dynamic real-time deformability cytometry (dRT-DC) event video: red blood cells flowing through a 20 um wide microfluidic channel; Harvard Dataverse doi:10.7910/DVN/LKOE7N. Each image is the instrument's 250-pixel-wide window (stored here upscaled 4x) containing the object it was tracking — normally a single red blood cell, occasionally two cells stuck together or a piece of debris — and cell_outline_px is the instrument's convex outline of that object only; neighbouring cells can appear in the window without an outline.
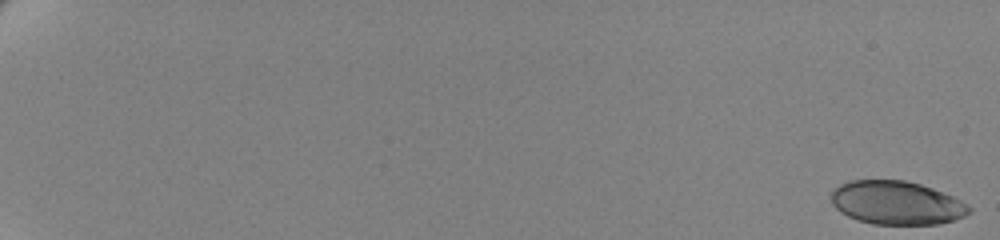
{"species": "human", "species_latin": "Homo sapiens", "temperature_condition": "cold", "stored_images_in_passage": 44, "camera_frame_rate_fps": 3000, "um_per_image_px": 0.085, "donor": {"sex": "female"}, "frame": {"image": 1, "passage_image": 1, "time_ms": 0.0, "image_size_px": [1000, 240], "cell_outline_px": [[972, 212], [964, 216], [940, 224], [872, 224], [856, 220], [840, 212], [832, 204], [832, 188], [848, 180], [904, 180], [920, 184], [932, 188], [952, 196], [968, 204], [972, 208]], "centroid_in_image_um": [76.19, 17.24], "position_along_channel_um": 8.8, "area_um2": 35.14}}
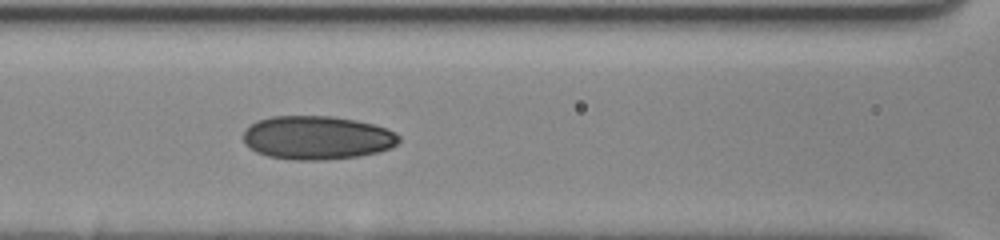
{"frame": {"image": 2, "passage_image": 32, "time_ms": 10.333, "image_size_px": [1000, 240], "cell_outline_px": [[400, 140], [392, 148], [380, 152], [360, 156], [324, 160], [292, 160], [268, 156], [256, 152], [244, 144], [244, 132], [256, 120], [272, 116], [332, 116], [356, 120], [388, 128], [396, 132], [400, 136]], "centroid_in_image_um": [26.98, 11.71], "position_along_channel_um": 139.6, "area_um2": 39.88}}
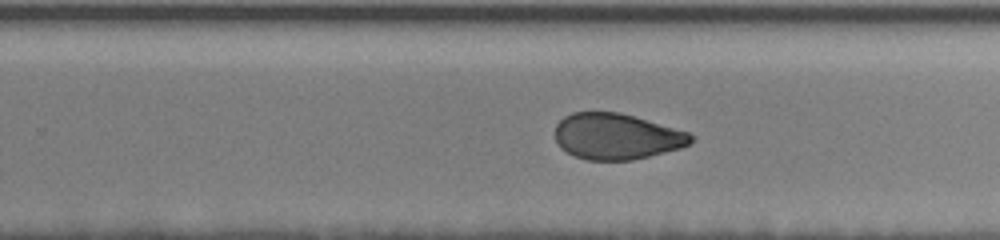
{"frame": {"image": 3, "passage_image": 44, "time_ms": 14.333, "image_size_px": [1000, 240], "cell_outline_px": [[692, 140], [688, 144], [680, 148], [632, 160], [588, 160], [576, 156], [560, 148], [556, 140], [556, 124], [564, 116], [572, 112], [620, 112], [688, 132], [692, 136]], "centroid_in_image_um": [52.37, 11.59], "position_along_channel_um": 277.4, "area_um2": 36.07}}